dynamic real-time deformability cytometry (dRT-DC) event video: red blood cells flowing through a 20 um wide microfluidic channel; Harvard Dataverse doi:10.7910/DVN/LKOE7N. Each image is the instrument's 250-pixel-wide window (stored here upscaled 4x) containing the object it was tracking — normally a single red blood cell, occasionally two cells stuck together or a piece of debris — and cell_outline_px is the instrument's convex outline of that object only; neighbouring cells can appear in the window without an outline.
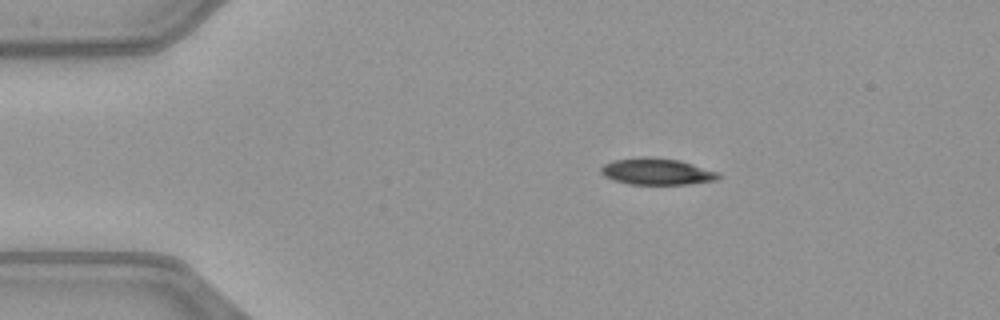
{"species": "common noctule bat (a hibernating species)", "species_latin": "Nyctalus noctula", "temperature_condition": "warm", "stored_images_in_passage": 49, "camera_frame_rate_fps": 3000, "um_per_image_px": 0.085, "animal": {"sex": "female", "body_mass_g": 21.9}, "frame": {"image": 1, "passage_image": 8, "time_ms": 2.333, "image_size_px": [1000, 320], "cell_outline_px": [[720, 176], [716, 180], [688, 184], [628, 184], [612, 180], [604, 176], [600, 172], [600, 168], [604, 164], [612, 160], [640, 156], [652, 156], [680, 160], [720, 172]], "centroid_in_image_um": [55.8, 14.56], "position_along_channel_um": 29.2, "area_um2": 18.5}}
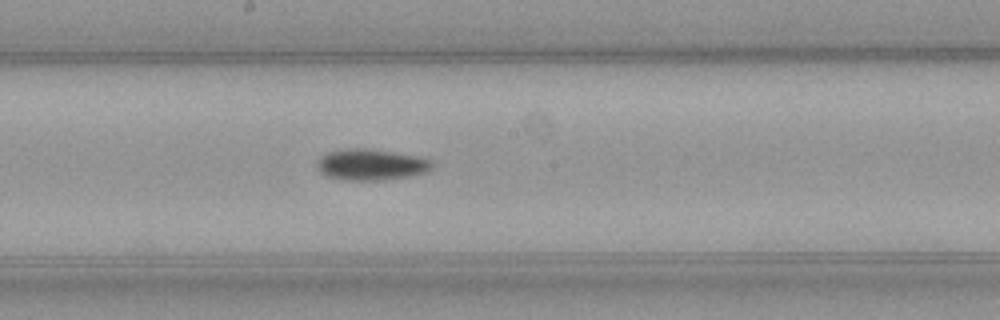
{"frame": {"image": 2, "passage_image": 26, "time_ms": 8.333, "image_size_px": [1000, 320], "cell_outline_px": [[432, 168], [428, 172], [412, 176], [384, 180], [344, 180], [328, 176], [320, 172], [316, 168], [316, 160], [320, 156], [328, 152], [348, 148], [364, 148], [416, 156], [432, 160]], "centroid_in_image_um": [31.52, 14.0], "position_along_channel_um": 216.7, "area_um2": 20.98}}
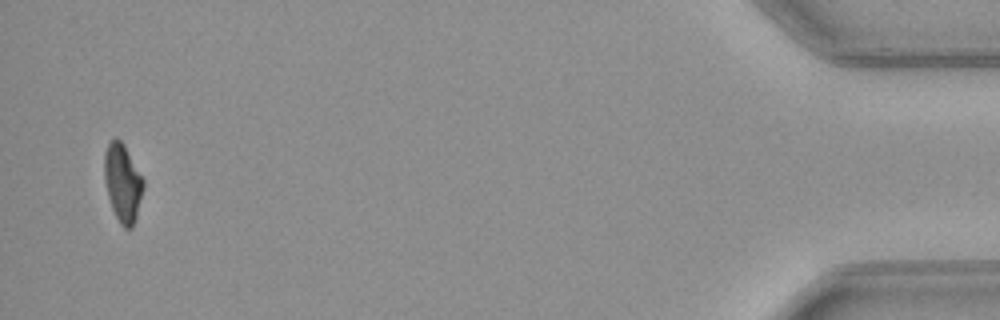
{"frame": {"image": 3, "passage_image": 48, "time_ms": 15.667, "image_size_px": [1000, 320], "cell_outline_px": [[144, 188], [136, 216], [132, 228], [124, 228], [120, 224], [112, 208], [108, 196], [104, 180], [104, 152], [108, 144], [116, 136], [124, 144], [144, 180]], "centroid_in_image_um": [10.42, 15.52], "position_along_channel_um": 424.8, "area_um2": 17.69}, "authors_computed_cell_mechanics": {"area_um2": 19.0162, "velocity_mm_per_s": 4.0717, "shape_relaxation_time_tau1_ms": 4.543, "shape_relaxation_time_tau2_ms": null, "deformation_change_tau1": 0.1697, "deformation_change_tau2": null}}